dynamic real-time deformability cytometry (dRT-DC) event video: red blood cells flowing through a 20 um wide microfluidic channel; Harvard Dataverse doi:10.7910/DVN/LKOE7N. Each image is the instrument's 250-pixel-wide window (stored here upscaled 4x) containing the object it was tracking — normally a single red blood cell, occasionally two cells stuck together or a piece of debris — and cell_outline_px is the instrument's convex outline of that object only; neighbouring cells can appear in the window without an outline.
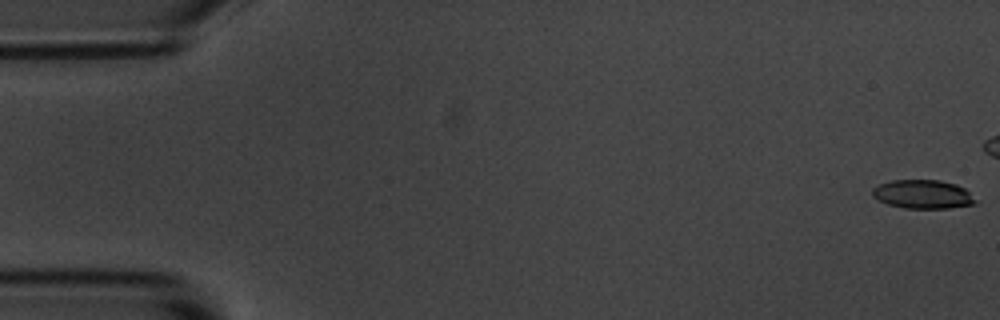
{"species": "common noctule bat (a hibernating species)", "species_latin": "Nyctalus noctula", "temperature_condition": "room temperature", "stored_images_in_passage": 7, "camera_frame_rate_fps": 3000, "um_per_image_px": 0.085, "animal": {"sex": "male", "body_mass_g": 20.1, "forearm_length_mm": 53.5}, "frame": {"image": 1, "passage_image": 1, "time_ms": 0.0, "image_size_px": [1000, 320], "cell_outline_px": [[976, 204], [948, 208], [904, 208], [888, 204], [872, 196], [872, 188], [880, 184], [892, 180], [940, 180], [956, 184], [964, 188], [976, 200]], "centroid_in_image_um": [78.44, 16.51], "position_along_channel_um": 6.6, "area_um2": 17.17}}